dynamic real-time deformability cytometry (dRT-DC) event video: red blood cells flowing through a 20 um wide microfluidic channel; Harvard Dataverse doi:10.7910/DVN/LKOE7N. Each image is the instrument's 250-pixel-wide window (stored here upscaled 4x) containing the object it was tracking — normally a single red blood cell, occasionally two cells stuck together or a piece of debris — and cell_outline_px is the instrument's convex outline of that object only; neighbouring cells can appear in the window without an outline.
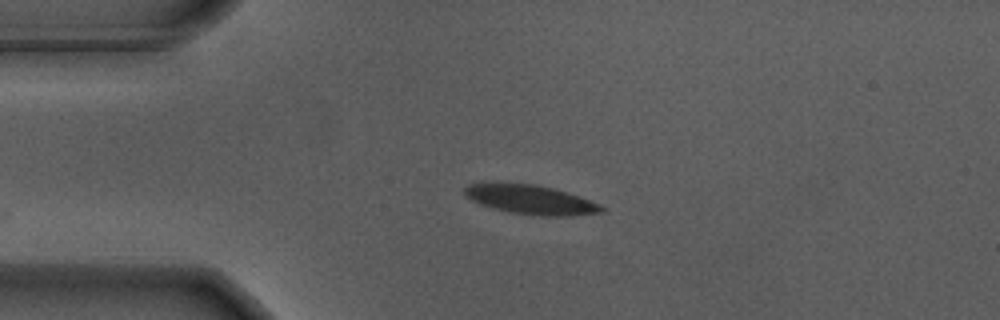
{"species": "Egyptian fruit bat (a non-hibernating species)", "species_latin": "Rousettus aegyptiacus", "temperature_condition": "warm", "stored_images_in_passage": 44, "camera_frame_rate_fps": 3000, "um_per_image_px": 0.085, "animal": {"sex": "male"}, "frame": {"image": 1, "passage_image": 1, "time_ms": 0.0, "image_size_px": [1000, 320], "cell_outline_px": [[604, 212], [568, 216], [540, 216], [512, 212], [492, 208], [480, 204], [464, 196], [464, 188], [468, 184], [536, 184], [568, 192], [600, 204], [604, 208]], "centroid_in_image_um": [45.14, 16.98], "position_along_channel_um": 39.9, "area_um2": 23.0}}
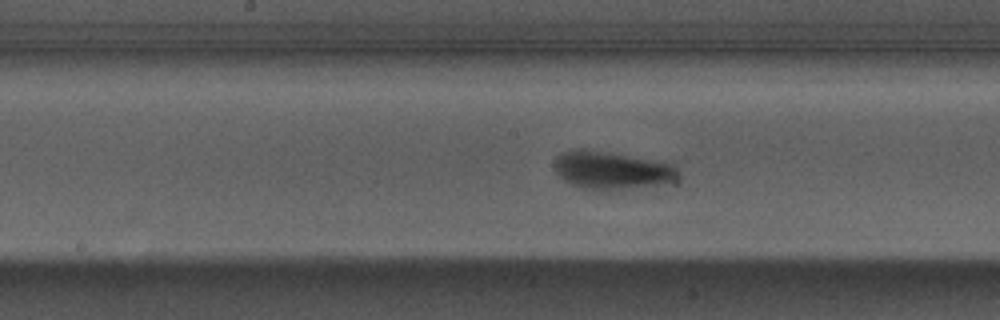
{"frame": {"image": 2, "passage_image": 16, "time_ms": 5.0, "image_size_px": [1000, 320], "cell_outline_px": [[680, 172], [664, 184], [608, 192], [596, 192], [572, 184], [564, 180], [556, 172], [552, 164], [556, 156], [560, 152], [572, 148], [584, 148], [672, 164]], "centroid_in_image_um": [51.88, 14.49], "position_along_channel_um": 196.3, "area_um2": 27.63}}
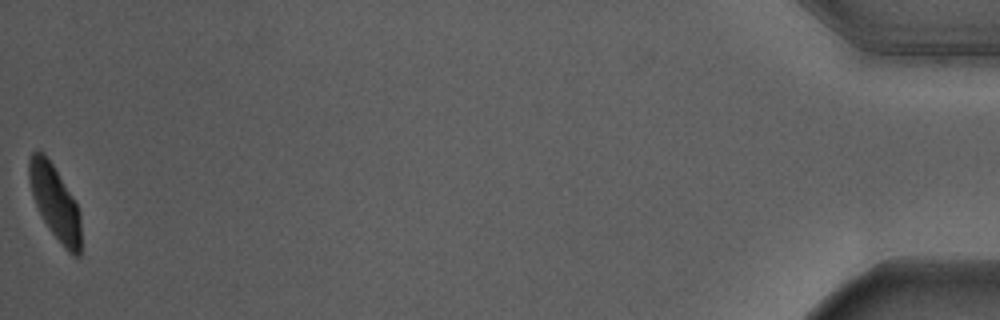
{"frame": {"image": 3, "passage_image": 44, "time_ms": 14.333, "image_size_px": [1000, 320], "cell_outline_px": [[80, 256], [72, 256], [64, 248], [48, 228], [32, 196], [28, 180], [28, 160], [32, 152], [44, 152], [52, 164], [72, 196], [80, 212]], "centroid_in_image_um": [4.66, 17.21], "position_along_channel_um": 430.5, "area_um2": 22.2}, "authors_computed_cell_mechanics": {"area_um2": 24.1315, "velocity_mm_per_s": 3.6459, "shape_relaxation_time_tau1_ms": 1.9774, "shape_relaxation_time_tau2_ms": null, "deformation_change_tau1": 0.1533, "deformation_change_tau2": null}}